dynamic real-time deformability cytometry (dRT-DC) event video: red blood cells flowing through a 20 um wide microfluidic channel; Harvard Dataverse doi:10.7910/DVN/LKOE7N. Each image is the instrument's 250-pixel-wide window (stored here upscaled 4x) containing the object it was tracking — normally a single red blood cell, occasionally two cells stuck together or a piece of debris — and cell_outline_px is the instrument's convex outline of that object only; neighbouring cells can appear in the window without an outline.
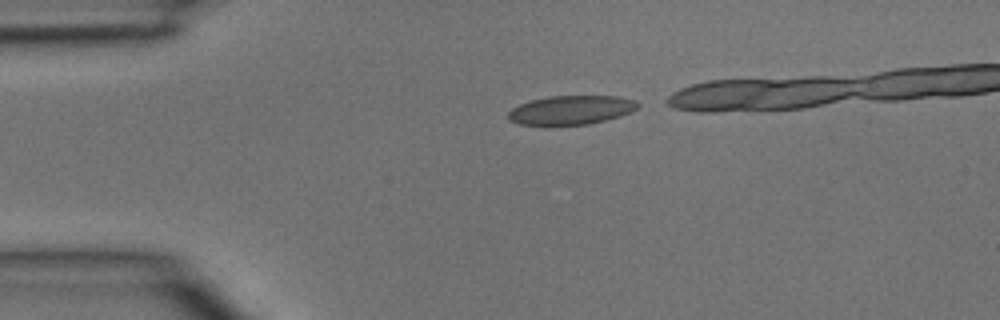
{"species": "common noctule bat (a hibernating species)", "species_latin": "Nyctalus noctula", "temperature_condition": "room temperature", "stored_images_in_passage": 7, "camera_frame_rate_fps": 3000, "um_per_image_px": 0.085, "animal": {"sex": "male", "body_mass_g": 15.6}, "frame": {"image": 1, "passage_image": 1, "time_ms": 0.0, "image_size_px": [1000, 320], "cell_outline_px": [[640, 104], [632, 112], [620, 116], [588, 124], [520, 124], [508, 120], [508, 112], [512, 108], [520, 104], [532, 100], [552, 96], [620, 96], [632, 100]], "centroid_in_image_um": [48.55, 9.34], "position_along_channel_um": 36.5, "area_um2": 21.5}}
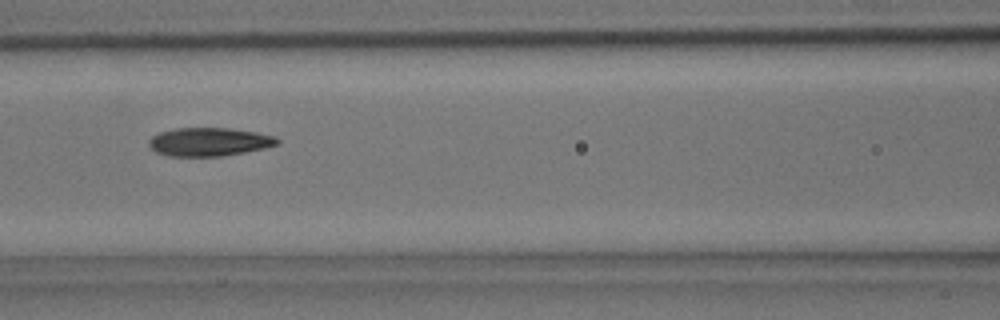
{"frame": {"image": 2, "passage_image": 7, "time_ms": 2.0, "image_size_px": [1000, 320], "cell_outline_px": [[280, 140], [276, 144], [264, 148], [244, 152], [220, 156], [168, 156], [156, 152], [148, 144], [148, 140], [152, 136], [160, 132], [176, 128], [228, 128], [256, 132], [276, 136]], "centroid_in_image_um": [17.76, 12.05], "position_along_channel_um": 148.8, "area_um2": 21.15}}